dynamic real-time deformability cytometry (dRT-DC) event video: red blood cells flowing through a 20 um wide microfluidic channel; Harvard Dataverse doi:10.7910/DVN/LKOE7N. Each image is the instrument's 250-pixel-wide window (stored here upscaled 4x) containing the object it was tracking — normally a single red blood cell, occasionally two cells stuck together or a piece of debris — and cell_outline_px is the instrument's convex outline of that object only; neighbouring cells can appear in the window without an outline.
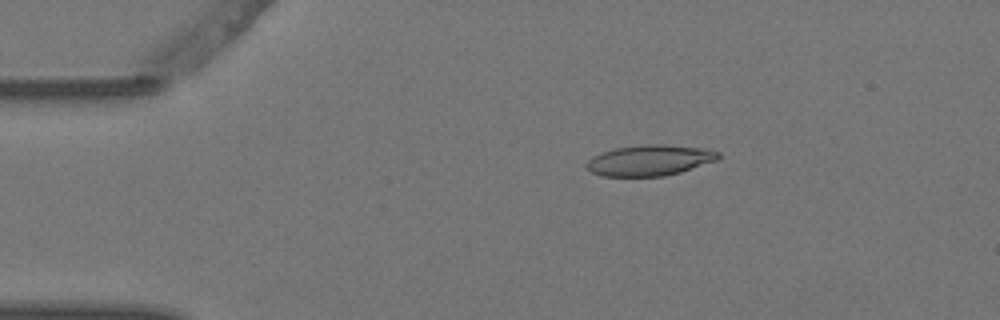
{"species": "Egyptian fruit bat (a non-hibernating species)", "species_latin": "Rousettus aegyptiacus", "temperature_condition": "warm", "stored_images_in_passage": 4, "camera_frame_rate_fps": 3000, "um_per_image_px": 0.085, "animal": {"sex": "female"}, "frame": {"image": 1, "passage_image": 4, "time_ms": 1.0, "image_size_px": [1000, 320], "cell_outline_px": [[720, 156], [716, 160], [680, 172], [664, 176], [600, 176], [592, 172], [584, 164], [592, 156], [616, 148], [652, 144], [660, 144], [708, 148], [720, 152]], "centroid_in_image_um": [55.23, 13.62], "position_along_channel_um": 29.8, "area_um2": 23.47}}